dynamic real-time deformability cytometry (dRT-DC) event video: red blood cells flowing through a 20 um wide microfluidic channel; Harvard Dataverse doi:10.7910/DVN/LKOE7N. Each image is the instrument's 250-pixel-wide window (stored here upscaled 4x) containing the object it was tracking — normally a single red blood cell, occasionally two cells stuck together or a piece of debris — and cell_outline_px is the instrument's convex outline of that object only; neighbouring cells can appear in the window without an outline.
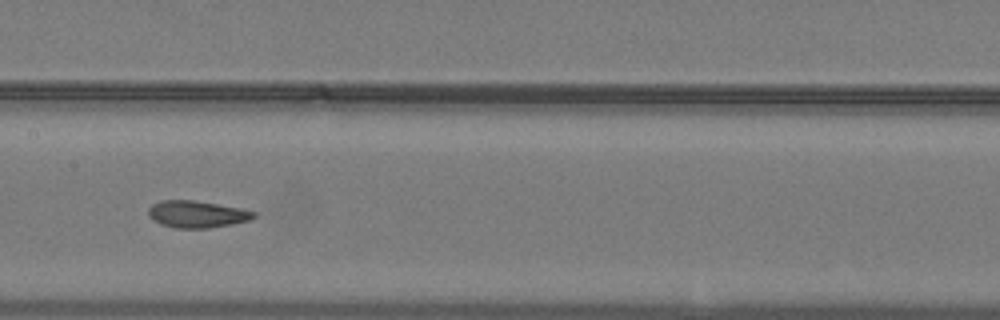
{"species": "common noctule bat (a hibernating species)", "species_latin": "Nyctalus noctula", "temperature_condition": "warm", "stored_images_in_passage": 36, "camera_frame_rate_fps": 3000, "um_per_image_px": 0.085, "animal": {"sex": "male", "body_mass_g": 19.2, "forearm_length_mm": 51.8}, "frame": {"image": 1, "passage_image": 11, "time_ms": 3.333, "image_size_px": [1000, 320], "cell_outline_px": [[256, 216], [248, 220], [232, 224], [208, 228], [176, 228], [160, 224], [148, 216], [148, 208], [152, 204], [160, 200], [192, 200], [240, 208], [256, 212]], "centroid_in_image_um": [16.7, 18.2], "position_along_channel_um": 190.7, "area_um2": 16.47}, "authors_computed_cell_mechanics": {"area_um2": 16.6753, "velocity_mm_per_s": 4.0356, "shape_relaxation_time_tau1_ms": null, "shape_relaxation_time_tau2_ms": 2.17, "deformation_change_tau1": null, "deformation_change_tau2": 0.0889}}